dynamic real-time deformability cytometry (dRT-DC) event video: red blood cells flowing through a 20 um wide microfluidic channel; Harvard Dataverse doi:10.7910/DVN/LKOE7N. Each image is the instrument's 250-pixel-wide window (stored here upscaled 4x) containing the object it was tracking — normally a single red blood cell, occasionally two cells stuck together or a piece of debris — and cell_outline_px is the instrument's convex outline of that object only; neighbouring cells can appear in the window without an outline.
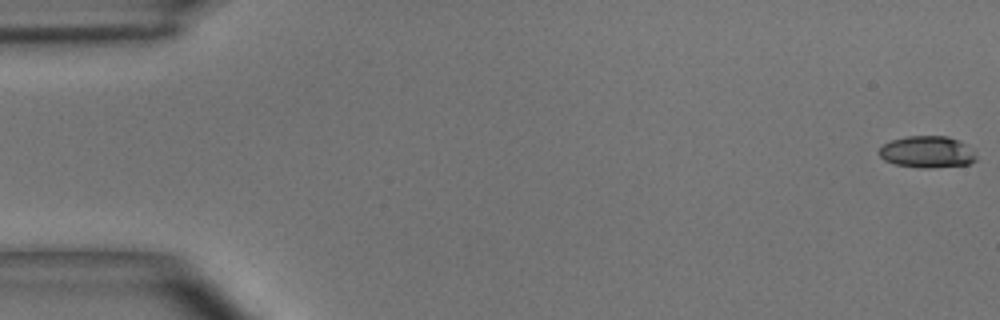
{"species": "common noctule bat (a hibernating species)", "species_latin": "Nyctalus noctula", "temperature_condition": "room temperature", "stored_images_in_passage": 49, "camera_frame_rate_fps": 3000, "um_per_image_px": 0.085, "animal": {"sex": "male", "body_mass_g": 15.6}, "frame": {"image": 1, "passage_image": 1, "time_ms": 0.0, "image_size_px": [1000, 320], "cell_outline_px": [[976, 160], [968, 164], [928, 168], [920, 168], [896, 164], [884, 160], [880, 156], [880, 148], [884, 144], [892, 140], [908, 136], [948, 136], [964, 144], [976, 156]], "centroid_in_image_um": [78.78, 12.92], "position_along_channel_um": 6.2, "area_um2": 17.57}}
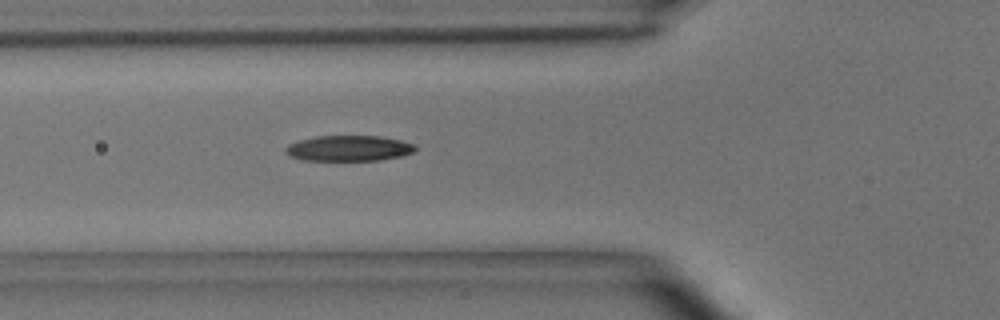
{"frame": {"image": 2, "passage_image": 18, "time_ms": 5.667, "image_size_px": [1000, 320], "cell_outline_px": [[416, 148], [412, 152], [400, 156], [380, 160], [304, 160], [288, 156], [284, 152], [284, 148], [288, 144], [300, 140], [316, 136], [380, 136], [400, 140], [416, 144]], "centroid_in_image_um": [29.61, 12.6], "position_along_channel_um": 96.2, "area_um2": 19.36}}
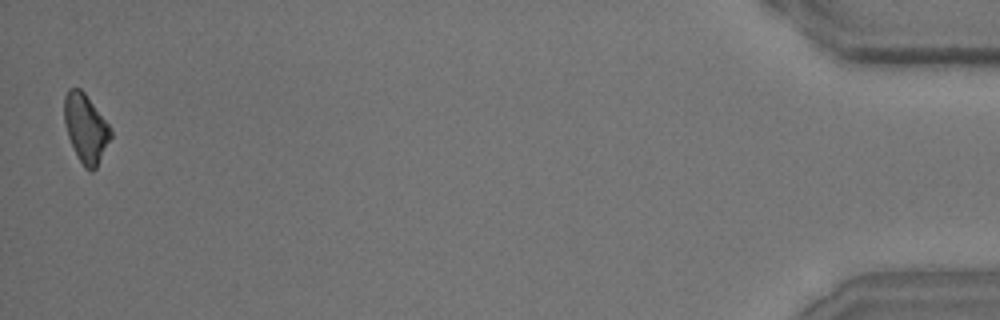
{"frame": {"image": 3, "passage_image": 49, "time_ms": 16.0, "image_size_px": [1000, 320], "cell_outline_px": [[112, 136], [96, 168], [92, 172], [84, 168], [68, 136], [64, 124], [64, 96], [68, 88], [80, 88], [84, 92], [112, 128]], "centroid_in_image_um": [7.29, 10.88], "position_along_channel_um": 427.9, "area_um2": 18.5}, "authors_computed_cell_mechanics": {"area_um2": 19.2474, "velocity_mm_per_s": 4.0806, "shape_relaxation_time_tau1_ms": 3.9869, "shape_relaxation_time_tau2_ms": 6.2821, "deformation_change_tau1": 0.1352, "deformation_change_tau2": 0.1501}}